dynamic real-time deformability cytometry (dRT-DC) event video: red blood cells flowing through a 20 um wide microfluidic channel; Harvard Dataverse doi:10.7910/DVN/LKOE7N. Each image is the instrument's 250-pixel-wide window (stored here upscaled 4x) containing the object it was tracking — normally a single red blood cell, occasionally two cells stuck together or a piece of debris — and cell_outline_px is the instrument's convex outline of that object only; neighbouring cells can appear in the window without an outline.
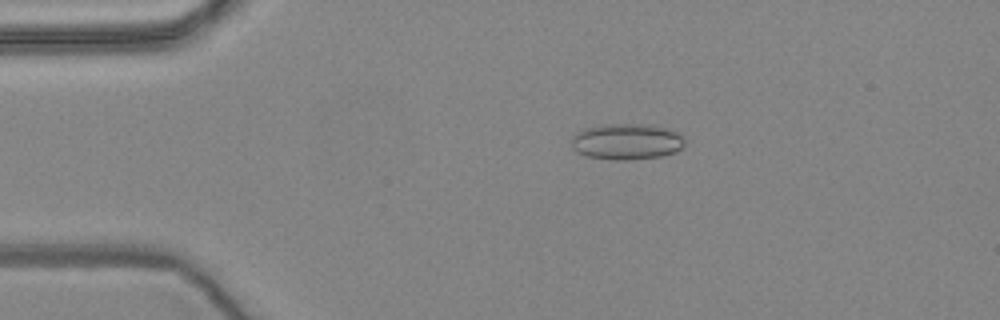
{"species": "common noctule bat (a hibernating species)", "species_latin": "Nyctalus noctula", "temperature_condition": "warm", "stored_images_in_passage": 56, "camera_frame_rate_fps": 3000, "um_per_image_px": 0.085, "animal": {"sex": "female", "body_mass_g": 24.6, "forearm_length_mm": 56.2}, "frame": {"image": 1, "passage_image": 11, "time_ms": 3.333, "image_size_px": [1000, 320], "cell_outline_px": [[684, 144], [676, 152], [660, 156], [628, 160], [612, 160], [588, 156], [576, 152], [572, 148], [572, 136], [576, 132], [584, 128], [604, 124], [652, 124], [668, 128], [676, 132], [684, 140]], "centroid_in_image_um": [53.24, 12.03], "position_along_channel_um": 31.8, "area_um2": 23.93}}
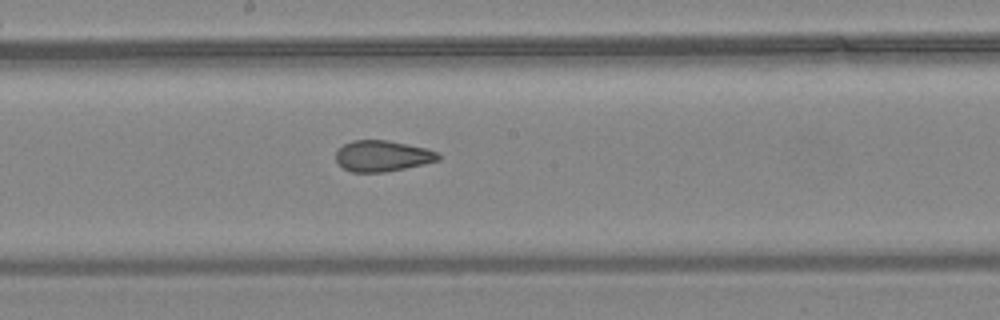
{"frame": {"image": 2, "passage_image": 30, "time_ms": 9.667, "image_size_px": [1000, 320], "cell_outline_px": [[440, 160], [424, 164], [384, 172], [352, 172], [344, 168], [336, 160], [336, 152], [344, 144], [352, 140], [388, 140], [428, 148], [440, 152]], "centroid_in_image_um": [32.55, 13.25], "position_along_channel_um": 215.7, "area_um2": 18.55}}
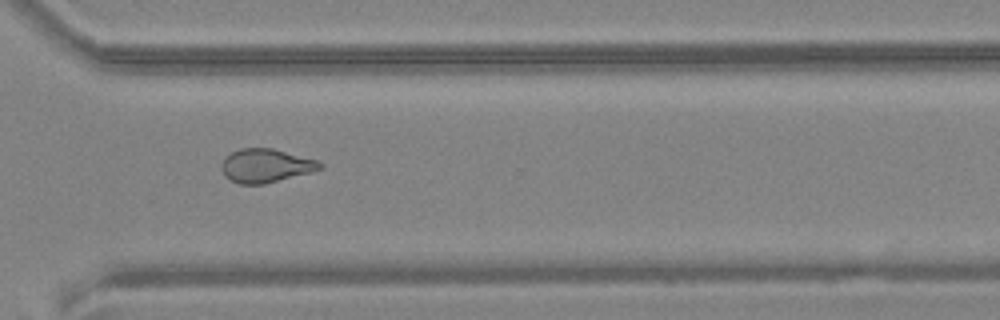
{"frame": {"image": 3, "passage_image": 41, "time_ms": 13.333, "image_size_px": [1000, 320], "cell_outline_px": [[324, 168], [264, 184], [240, 184], [224, 176], [220, 168], [220, 164], [232, 152], [240, 148], [272, 148], [316, 160], [324, 164]], "centroid_in_image_um": [22.57, 14.08], "position_along_channel_um": 348.0, "area_um2": 19.07}, "authors_computed_cell_mechanics": {"area_um2": 20.5768, "velocity_mm_per_s": 3.6251, "shape_relaxation_time_tau1_ms": null, "shape_relaxation_time_tau2_ms": 1.6191, "deformation_change_tau1": null, "deformation_change_tau2": 0.0791}}